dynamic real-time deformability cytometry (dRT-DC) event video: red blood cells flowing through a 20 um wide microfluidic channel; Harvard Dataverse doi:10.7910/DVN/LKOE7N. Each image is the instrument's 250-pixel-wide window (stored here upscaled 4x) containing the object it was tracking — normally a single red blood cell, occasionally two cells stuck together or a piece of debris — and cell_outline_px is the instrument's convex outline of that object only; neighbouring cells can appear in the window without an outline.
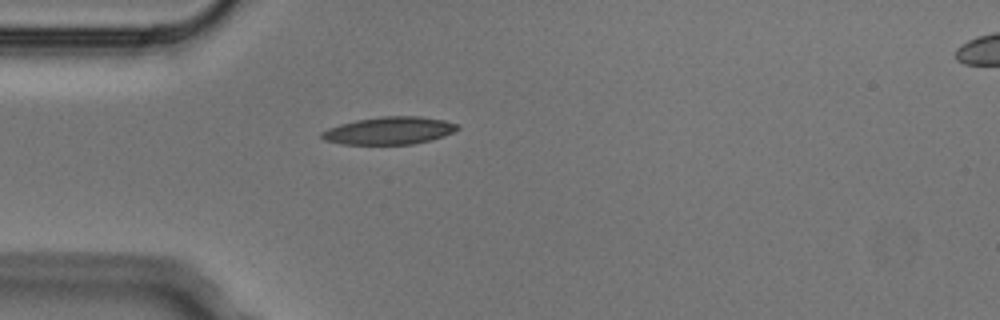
{"species": "Egyptian fruit bat (a non-hibernating species)", "species_latin": "Rousettus aegyptiacus", "temperature_condition": "cold", "stored_images_in_passage": 3, "segment_of_instrument_passage": [1, 2], "camera_frame_rate_fps": 3000, "um_per_image_px": 0.085, "animal": {"sex": "male"}, "frame": {"image": 1, "passage_image": 2, "time_ms": 0.333, "image_size_px": [1000, 320], "cell_outline_px": [[460, 128], [444, 136], [432, 140], [412, 144], [340, 144], [324, 140], [320, 136], [320, 132], [328, 128], [340, 124], [356, 120], [380, 116], [420, 116], [444, 120], [460, 124]], "centroid_in_image_um": [33.09, 11.1], "position_along_channel_um": 51.9, "area_um2": 21.96}}